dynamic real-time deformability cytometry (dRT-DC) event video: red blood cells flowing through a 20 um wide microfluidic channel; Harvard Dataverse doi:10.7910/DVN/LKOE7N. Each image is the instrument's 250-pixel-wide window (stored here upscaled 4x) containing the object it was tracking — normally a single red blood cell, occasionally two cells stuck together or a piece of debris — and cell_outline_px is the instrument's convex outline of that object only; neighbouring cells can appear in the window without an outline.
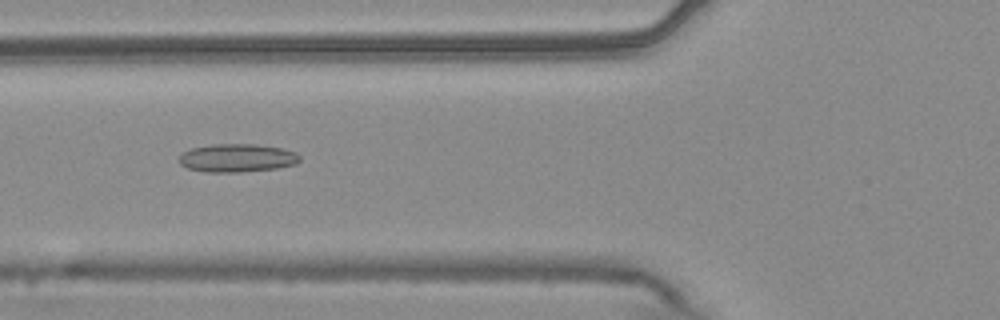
{"species": "common noctule bat (a hibernating species)", "species_latin": "Nyctalus noctula", "temperature_condition": "warm", "stored_images_in_passage": 55, "camera_frame_rate_fps": 3000, "um_per_image_px": 0.085, "animal": {"sex": "male", "body_mass_g": 20.4}, "frame": {"image": 1, "passage_image": 21, "time_ms": 6.667, "image_size_px": [1000, 320], "cell_outline_px": [[300, 160], [296, 164], [276, 168], [240, 172], [204, 172], [188, 168], [180, 164], [180, 156], [184, 152], [192, 148], [212, 144], [252, 144], [280, 148], [296, 152], [300, 156]], "centroid_in_image_um": [20.16, 13.43], "position_along_channel_um": 105.6, "area_um2": 19.71}}
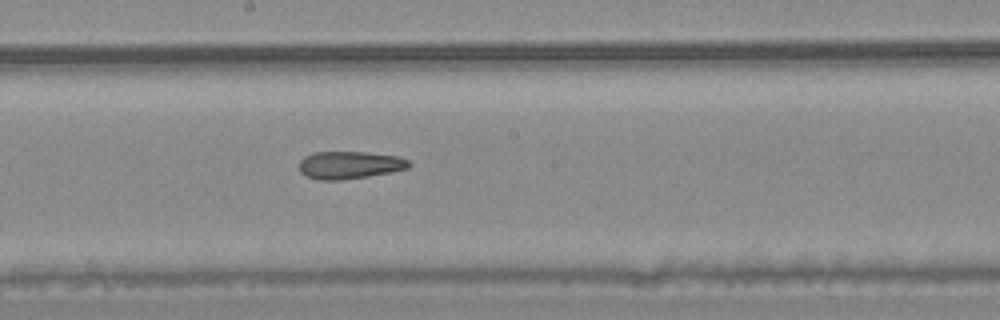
{"frame": {"image": 2, "passage_image": 30, "time_ms": 9.667, "image_size_px": [1000, 320], "cell_outline_px": [[412, 164], [408, 168], [368, 176], [340, 180], [316, 180], [300, 172], [300, 160], [304, 156], [312, 152], [364, 152], [396, 156], [408, 160]], "centroid_in_image_um": [29.68, 14.02], "position_along_channel_um": 218.5, "area_um2": 17.51}}
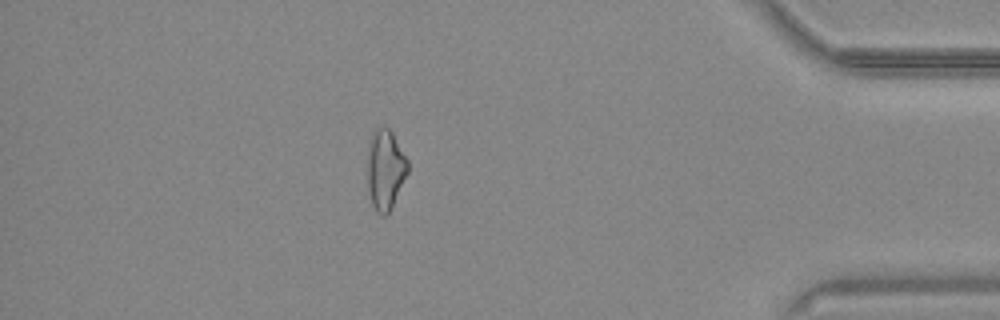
{"frame": {"image": 3, "passage_image": 48, "time_ms": 15.667, "image_size_px": [1000, 320], "cell_outline_px": [[408, 172], [392, 208], [388, 216], [380, 216], [376, 212], [372, 204], [368, 188], [368, 144], [372, 136], [380, 128], [388, 128], [392, 132], [408, 160]], "centroid_in_image_um": [32.76, 14.49], "position_along_channel_um": 402.4, "area_um2": 18.73}, "authors_computed_cell_mechanics": {"area_um2": 19.4208, "velocity_mm_per_s": 3.7624, "shape_relaxation_time_tau1_ms": null, "shape_relaxation_time_tau2_ms": 8.481, "deformation_change_tau1": null, "deformation_change_tau2": 0.1997}}